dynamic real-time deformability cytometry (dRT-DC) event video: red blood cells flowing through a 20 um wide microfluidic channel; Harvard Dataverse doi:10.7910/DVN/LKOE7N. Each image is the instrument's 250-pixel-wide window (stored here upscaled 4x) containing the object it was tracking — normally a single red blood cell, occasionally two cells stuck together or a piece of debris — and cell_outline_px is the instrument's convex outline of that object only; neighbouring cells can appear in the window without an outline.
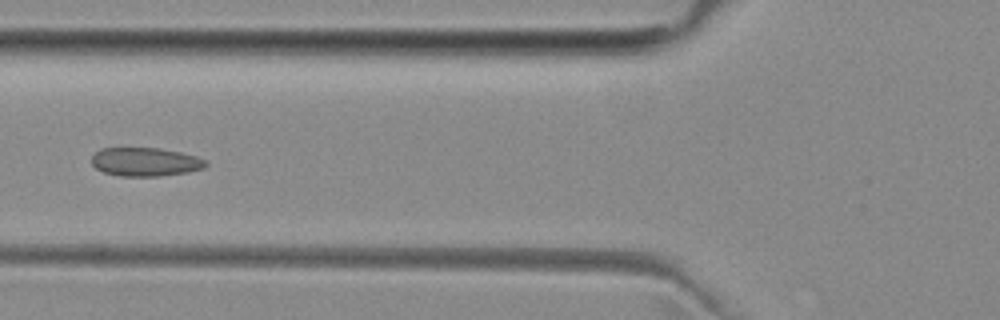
{"species": "common noctule bat (a hibernating species)", "species_latin": "Nyctalus noctula", "temperature_condition": "room temperature", "stored_images_in_passage": 4, "camera_frame_rate_fps": 3000, "um_per_image_px": 0.085, "animal": {"sex": "female", "body_mass_g": 29.2, "forearm_length_mm": 56.3}, "frame": {"image": 1, "passage_image": 4, "time_ms": 3.333, "image_size_px": [1000, 320], "cell_outline_px": [[208, 164], [204, 168], [188, 172], [160, 176], [120, 176], [104, 172], [96, 168], [92, 164], [92, 156], [100, 148], [160, 148], [180, 152], [196, 156], [208, 160]], "centroid_in_image_um": [12.38, 13.76], "position_along_channel_um": 113.4, "area_um2": 19.13}}